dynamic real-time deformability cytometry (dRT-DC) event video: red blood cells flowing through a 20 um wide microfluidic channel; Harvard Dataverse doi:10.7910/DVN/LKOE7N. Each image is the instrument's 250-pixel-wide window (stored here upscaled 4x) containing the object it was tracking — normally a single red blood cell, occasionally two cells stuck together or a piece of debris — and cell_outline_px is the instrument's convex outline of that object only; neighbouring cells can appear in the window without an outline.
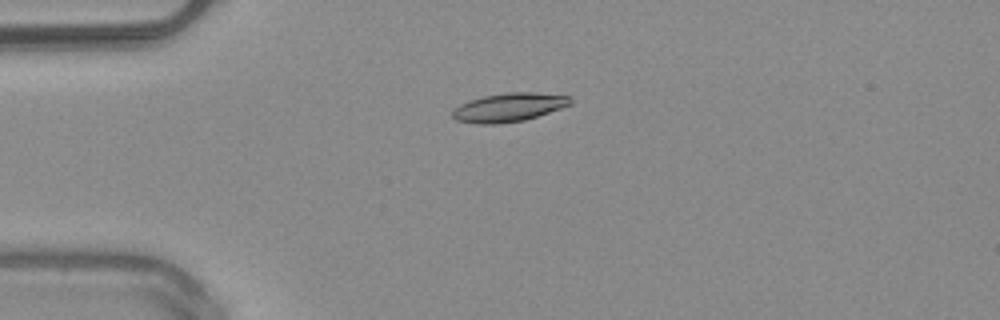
{"species": "common noctule bat (a hibernating species)", "species_latin": "Nyctalus noctula", "temperature_condition": "warm", "stored_images_in_passage": 32, "camera_frame_rate_fps": 3000, "um_per_image_px": 0.085, "animal": {"sex": "male", "body_mass_g": 20.4}, "frame": {"image": 1, "passage_image": 1, "time_ms": 0.0, "image_size_px": [1000, 320], "cell_outline_px": [[572, 104], [524, 120], [500, 124], [476, 124], [456, 120], [452, 116], [452, 112], [460, 104], [468, 100], [484, 96], [508, 92], [536, 92], [572, 96]], "centroid_in_image_um": [43.25, 9.12], "position_along_channel_um": 41.7, "area_um2": 19.71}}
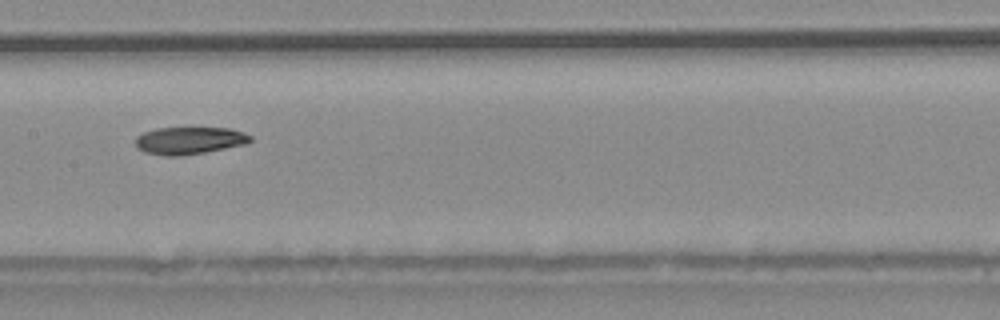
{"frame": {"image": 2, "passage_image": 14, "time_ms": 4.333, "image_size_px": [1000, 320], "cell_outline_px": [[252, 140], [244, 144], [204, 152], [180, 156], [164, 156], [144, 152], [136, 148], [136, 136], [144, 132], [156, 128], [192, 124], [228, 128], [252, 136]], "centroid_in_image_um": [16.05, 11.88], "position_along_channel_um": 191.4, "area_um2": 19.19}}
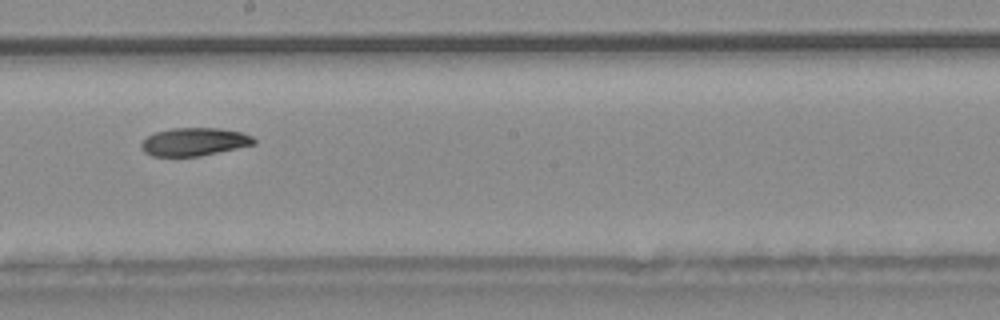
{"frame": {"image": 3, "passage_image": 17, "time_ms": 5.333, "image_size_px": [1000, 320], "cell_outline_px": [[256, 144], [200, 156], [152, 156], [144, 152], [140, 144], [148, 136], [156, 132], [172, 128], [220, 128], [240, 132], [252, 136], [256, 140]], "centroid_in_image_um": [16.52, 12.05], "position_along_channel_um": 231.7, "area_um2": 18.32}, "authors_computed_cell_mechanics": {"area_um2": 19.1318, "velocity_mm_per_s": 4.0344, "shape_relaxation_time_tau1_ms": 7.2397, "shape_relaxation_time_tau2_ms": null, "deformation_change_tau1": 0.1469, "deformation_change_tau2": null}}